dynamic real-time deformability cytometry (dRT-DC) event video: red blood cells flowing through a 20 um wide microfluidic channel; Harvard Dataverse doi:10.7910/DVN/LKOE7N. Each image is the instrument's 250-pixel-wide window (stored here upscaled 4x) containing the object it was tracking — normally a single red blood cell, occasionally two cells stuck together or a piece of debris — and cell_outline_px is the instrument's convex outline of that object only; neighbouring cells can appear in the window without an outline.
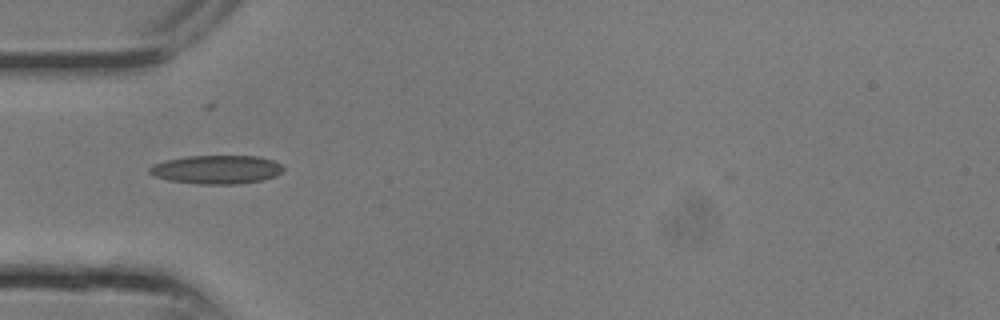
{"species": "common noctule bat (a hibernating species)", "species_latin": "Nyctalus noctula", "temperature_condition": "room temperature", "stored_images_in_passage": 2, "camera_frame_rate_fps": 3000, "um_per_image_px": 0.085, "animal": {"sex": "male", "body_mass_g": 13.3}, "frame": {"image": 1, "passage_image": 1, "time_ms": 0.0, "image_size_px": [1000, 320], "cell_outline_px": [[284, 172], [276, 176], [264, 180], [236, 184], [200, 184], [168, 180], [156, 176], [148, 172], [148, 168], [152, 164], [184, 156], [260, 156], [272, 160], [280, 164], [284, 168]], "centroid_in_image_um": [18.44, 14.41], "position_along_channel_um": 66.6, "area_um2": 22.43}}